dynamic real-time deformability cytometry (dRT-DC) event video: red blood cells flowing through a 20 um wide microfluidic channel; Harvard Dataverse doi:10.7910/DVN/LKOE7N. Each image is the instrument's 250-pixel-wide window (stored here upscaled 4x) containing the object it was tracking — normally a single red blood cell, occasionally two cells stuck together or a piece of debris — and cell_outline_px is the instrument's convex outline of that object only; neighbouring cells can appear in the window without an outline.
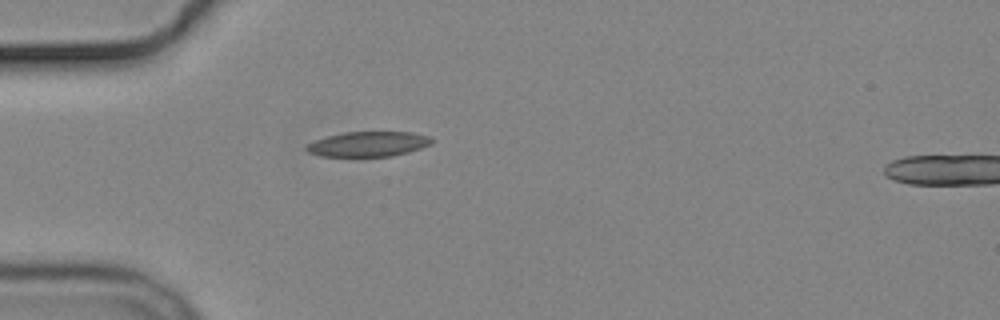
{"species": "common noctule bat (a hibernating species)", "species_latin": "Nyctalus noctula", "temperature_condition": "cold", "stored_images_in_passage": 2, "camera_frame_rate_fps": 3000, "um_per_image_px": 0.085, "animal": {"sex": "male", "body_mass_g": 19.2, "forearm_length_mm": 51.8}, "frame": {"image": 1, "passage_image": 2, "time_ms": 1.333, "image_size_px": [1000, 320], "cell_outline_px": [[432, 144], [408, 152], [392, 156], [320, 156], [308, 152], [304, 148], [308, 144], [324, 136], [344, 132], [412, 132], [428, 136], [432, 140]], "centroid_in_image_um": [31.28, 12.24], "position_along_channel_um": 53.7, "area_um2": 18.21}}